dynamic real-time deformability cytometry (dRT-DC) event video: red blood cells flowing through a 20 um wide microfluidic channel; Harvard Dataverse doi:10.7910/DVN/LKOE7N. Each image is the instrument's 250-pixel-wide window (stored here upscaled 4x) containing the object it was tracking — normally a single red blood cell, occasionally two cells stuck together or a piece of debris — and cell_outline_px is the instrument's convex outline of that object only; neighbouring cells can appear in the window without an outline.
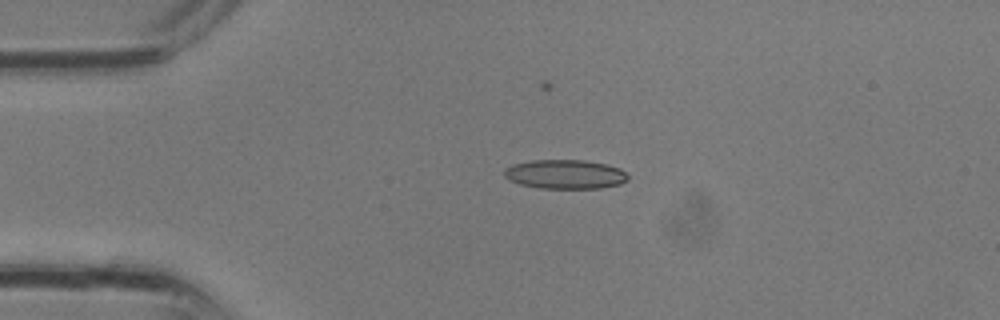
{"species": "common noctule bat (a hibernating species)", "species_latin": "Nyctalus noctula", "temperature_condition": "room temperature", "stored_images_in_passage": 4, "camera_frame_rate_fps": 3000, "um_per_image_px": 0.085, "animal": {"sex": "male", "body_mass_g": 13.3}, "frame": {"image": 1, "passage_image": 3, "time_ms": 0.667, "image_size_px": [1000, 320], "cell_outline_px": [[628, 180], [620, 184], [600, 188], [540, 188], [520, 184], [508, 180], [504, 176], [504, 168], [512, 164], [532, 160], [584, 160], [608, 164], [620, 168], [628, 176]], "centroid_in_image_um": [48.02, 14.8], "position_along_channel_um": 37.0, "area_um2": 21.15}}